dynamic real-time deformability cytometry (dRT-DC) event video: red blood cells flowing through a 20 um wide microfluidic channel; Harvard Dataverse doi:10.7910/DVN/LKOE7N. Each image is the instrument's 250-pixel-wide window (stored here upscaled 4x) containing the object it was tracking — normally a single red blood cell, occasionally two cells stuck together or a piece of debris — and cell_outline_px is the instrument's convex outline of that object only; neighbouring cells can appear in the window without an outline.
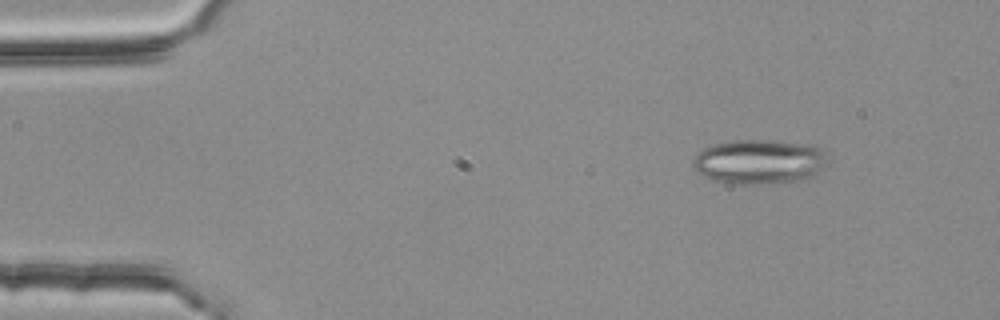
{"species": "common noctule bat (a hibernating species)", "species_latin": "Nyctalus noctula", "temperature_condition": "room temperature", "stored_images_in_passage": 5, "camera_frame_rate_fps": 3000, "um_per_image_px": 0.085, "animal": {"sex": "female", "body_mass_g": 25.1}, "frame": {"image": 1, "passage_image": 5, "time_ms": 1.333, "image_size_px": [1000, 320], "cell_outline_px": [[832, 160], [824, 168], [812, 176], [804, 180], [772, 184], [732, 184], [712, 180], [704, 176], [692, 164], [692, 160], [704, 148], [716, 144], [732, 140], [768, 140], [796, 144], [820, 148]], "centroid_in_image_um": [64.58, 13.77], "position_along_channel_um": 20.4, "area_um2": 35.03}}